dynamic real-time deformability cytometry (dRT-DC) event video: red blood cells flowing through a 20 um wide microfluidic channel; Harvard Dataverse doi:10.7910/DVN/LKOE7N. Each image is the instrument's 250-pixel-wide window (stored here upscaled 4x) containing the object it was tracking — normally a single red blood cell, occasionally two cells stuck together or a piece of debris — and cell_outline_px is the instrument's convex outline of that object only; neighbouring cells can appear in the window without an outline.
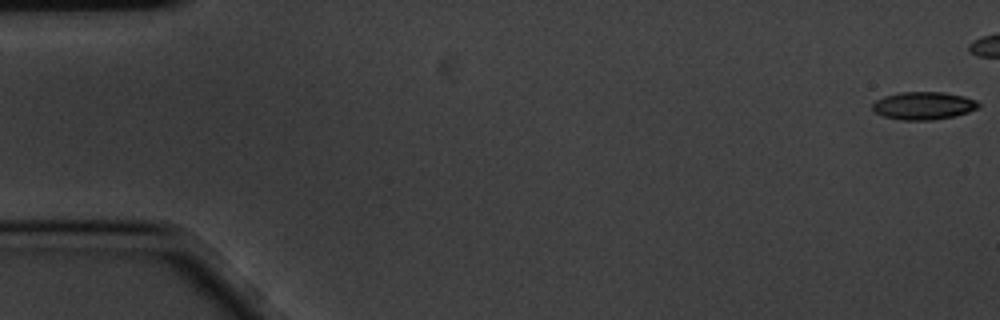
{"species": "common noctule bat (a hibernating species)", "species_latin": "Nyctalus noctula", "temperature_condition": "cold", "stored_images_in_passage": 13, "camera_frame_rate_fps": 3000, "um_per_image_px": 0.085, "animal": {"sex": "male", "body_mass_g": 20.1, "forearm_length_mm": 53.5}, "frame": {"image": 1, "passage_image": 1, "time_ms": 0.0, "image_size_px": [1000, 320], "cell_outline_px": [[980, 108], [968, 112], [952, 116], [932, 120], [900, 120], [884, 116], [876, 112], [872, 108], [872, 104], [876, 100], [884, 96], [900, 92], [944, 92], [964, 96], [976, 100], [980, 104]], "centroid_in_image_um": [78.51, 8.98], "position_along_channel_um": 6.5, "area_um2": 17.17}}